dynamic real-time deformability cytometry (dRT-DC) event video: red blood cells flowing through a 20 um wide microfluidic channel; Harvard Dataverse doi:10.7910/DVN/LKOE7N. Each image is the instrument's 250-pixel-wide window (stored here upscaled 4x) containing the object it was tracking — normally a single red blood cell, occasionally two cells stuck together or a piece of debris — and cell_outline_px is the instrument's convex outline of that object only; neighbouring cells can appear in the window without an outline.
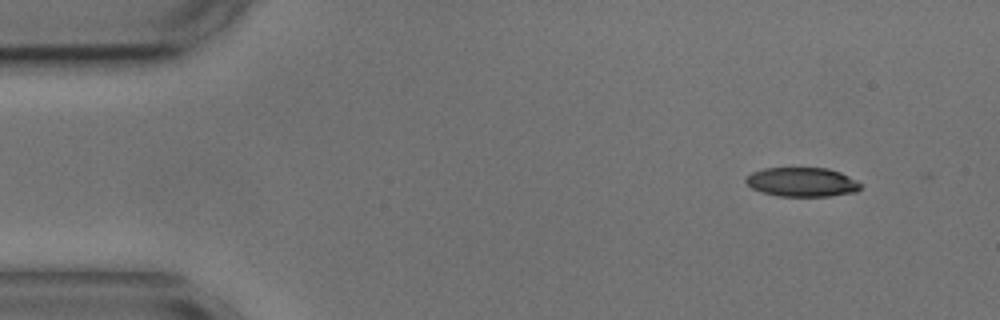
{"species": "common noctule bat (a hibernating species)", "species_latin": "Nyctalus noctula", "temperature_condition": "cold", "stored_images_in_passage": 4, "camera_frame_rate_fps": 3000, "um_per_image_px": 0.085, "animal": {"sex": "male", "body_mass_g": 17.9, "forearm_length_mm": 54.2}, "frame": {"image": 1, "passage_image": 1, "time_ms": 0.0, "image_size_px": [1000, 320], "cell_outline_px": [[860, 188], [856, 192], [828, 196], [780, 196], [760, 192], [752, 188], [744, 180], [752, 172], [764, 168], [828, 168], [840, 172], [856, 180], [860, 184]], "centroid_in_image_um": [68.16, 15.47], "position_along_channel_um": 16.8, "area_um2": 19.42}}